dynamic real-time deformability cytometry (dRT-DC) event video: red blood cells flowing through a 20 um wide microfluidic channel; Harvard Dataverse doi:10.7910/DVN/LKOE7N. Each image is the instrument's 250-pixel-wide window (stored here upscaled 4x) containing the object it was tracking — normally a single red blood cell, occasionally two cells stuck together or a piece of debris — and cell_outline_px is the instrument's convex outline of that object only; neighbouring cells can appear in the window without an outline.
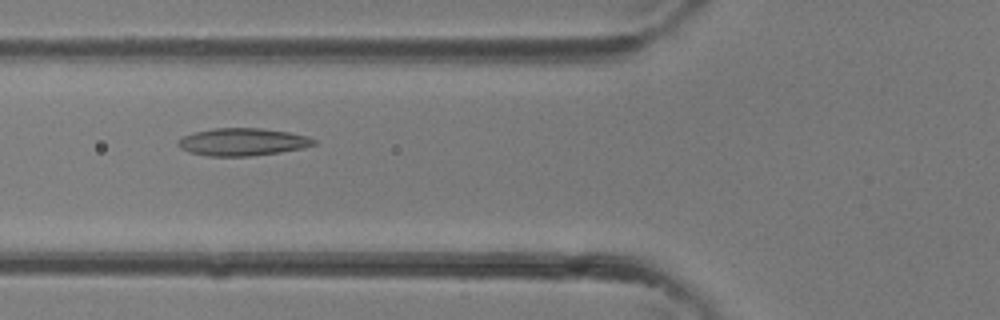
{"species": "common noctule bat (a hibernating species)", "species_latin": "Nyctalus noctula", "temperature_condition": "room temperature", "stored_images_in_passage": 37, "camera_frame_rate_fps": 3000, "um_per_image_px": 0.085, "animal": {"sex": "female"}, "frame": {"image": 1, "passage_image": 14, "time_ms": 4.333, "image_size_px": [1000, 320], "cell_outline_px": [[316, 144], [304, 148], [280, 152], [252, 156], [208, 156], [188, 152], [180, 148], [176, 144], [176, 140], [184, 136], [196, 132], [216, 128], [260, 128], [288, 132], [308, 136], [316, 140]], "centroid_in_image_um": [20.61, 12.07], "position_along_channel_um": 105.2, "area_um2": 21.85}}
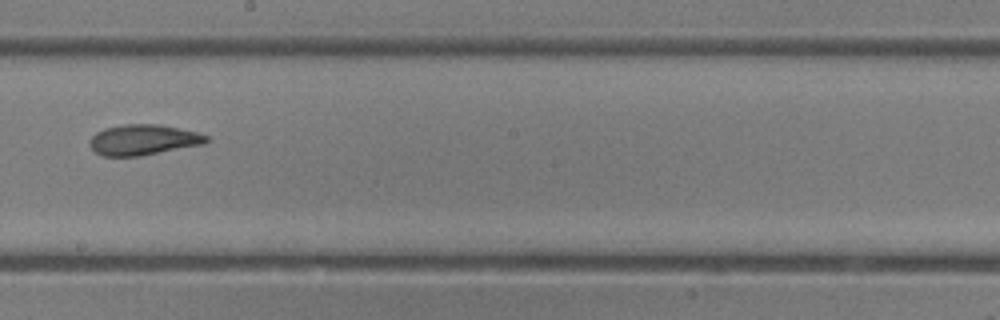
{"frame": {"image": 2, "passage_image": 21, "time_ms": 6.667, "image_size_px": [1000, 320], "cell_outline_px": [[212, 140], [204, 144], [140, 156], [104, 156], [96, 152], [88, 144], [88, 140], [96, 132], [104, 128], [124, 124], [160, 124], [200, 132], [208, 136]], "centroid_in_image_um": [12.21, 11.87], "position_along_channel_um": 236.0, "area_um2": 21.04}}
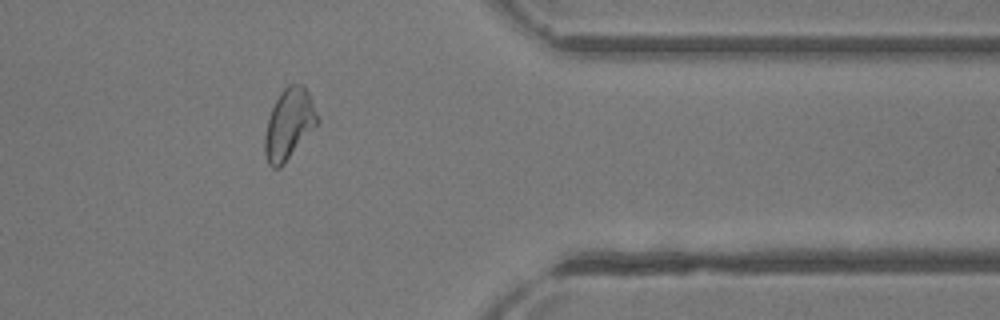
{"frame": {"image": 3, "passage_image": 30, "time_ms": 9.667, "image_size_px": [1000, 320], "cell_outline_px": [[320, 120], [284, 164], [280, 168], [272, 168], [268, 164], [264, 152], [264, 136], [268, 120], [272, 108], [280, 92], [288, 84], [304, 84], [308, 92]], "centroid_in_image_um": [24.55, 10.55], "position_along_channel_um": 386.9, "area_um2": 21.5}}